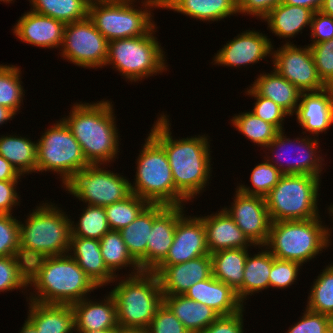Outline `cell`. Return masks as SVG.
<instances>
[{
  "label": "cell",
  "instance_id": "6da1fadb",
  "mask_svg": "<svg viewBox=\"0 0 333 333\" xmlns=\"http://www.w3.org/2000/svg\"><path fill=\"white\" fill-rule=\"evenodd\" d=\"M157 116L148 133L167 154L176 190L189 203L193 202L211 184L212 140L206 133L178 139L172 134L169 115L162 112Z\"/></svg>",
  "mask_w": 333,
  "mask_h": 333
},
{
  "label": "cell",
  "instance_id": "7a4b0ae2",
  "mask_svg": "<svg viewBox=\"0 0 333 333\" xmlns=\"http://www.w3.org/2000/svg\"><path fill=\"white\" fill-rule=\"evenodd\" d=\"M113 101L75 102L62 117L80 144L89 165H110L118 159L121 136Z\"/></svg>",
  "mask_w": 333,
  "mask_h": 333
},
{
  "label": "cell",
  "instance_id": "3957f363",
  "mask_svg": "<svg viewBox=\"0 0 333 333\" xmlns=\"http://www.w3.org/2000/svg\"><path fill=\"white\" fill-rule=\"evenodd\" d=\"M28 287L26 301L59 305L77 303L98 289L69 254L44 257L29 264Z\"/></svg>",
  "mask_w": 333,
  "mask_h": 333
},
{
  "label": "cell",
  "instance_id": "277c9868",
  "mask_svg": "<svg viewBox=\"0 0 333 333\" xmlns=\"http://www.w3.org/2000/svg\"><path fill=\"white\" fill-rule=\"evenodd\" d=\"M19 219L20 256L29 265L50 256L68 254L71 216L59 205L46 200Z\"/></svg>",
  "mask_w": 333,
  "mask_h": 333
},
{
  "label": "cell",
  "instance_id": "5b68a950",
  "mask_svg": "<svg viewBox=\"0 0 333 333\" xmlns=\"http://www.w3.org/2000/svg\"><path fill=\"white\" fill-rule=\"evenodd\" d=\"M112 284H117L109 292L116 302L119 327L146 330L164 303L158 275L141 271L135 275L118 276Z\"/></svg>",
  "mask_w": 333,
  "mask_h": 333
},
{
  "label": "cell",
  "instance_id": "8992f818",
  "mask_svg": "<svg viewBox=\"0 0 333 333\" xmlns=\"http://www.w3.org/2000/svg\"><path fill=\"white\" fill-rule=\"evenodd\" d=\"M136 157L133 194L149 204L186 206L188 201L176 190L169 160L164 148L150 135H146ZM185 203V204H184Z\"/></svg>",
  "mask_w": 333,
  "mask_h": 333
},
{
  "label": "cell",
  "instance_id": "52a82bcc",
  "mask_svg": "<svg viewBox=\"0 0 333 333\" xmlns=\"http://www.w3.org/2000/svg\"><path fill=\"white\" fill-rule=\"evenodd\" d=\"M157 29L156 24L146 35L110 41L104 67L111 66L131 84L166 73L167 54L156 37Z\"/></svg>",
  "mask_w": 333,
  "mask_h": 333
},
{
  "label": "cell",
  "instance_id": "ba28073f",
  "mask_svg": "<svg viewBox=\"0 0 333 333\" xmlns=\"http://www.w3.org/2000/svg\"><path fill=\"white\" fill-rule=\"evenodd\" d=\"M328 227L321 216L272 222L264 247L276 259L307 264L329 247Z\"/></svg>",
  "mask_w": 333,
  "mask_h": 333
},
{
  "label": "cell",
  "instance_id": "9c48e42d",
  "mask_svg": "<svg viewBox=\"0 0 333 333\" xmlns=\"http://www.w3.org/2000/svg\"><path fill=\"white\" fill-rule=\"evenodd\" d=\"M309 174H283L265 196L272 222L318 218L321 180Z\"/></svg>",
  "mask_w": 333,
  "mask_h": 333
},
{
  "label": "cell",
  "instance_id": "30bf717a",
  "mask_svg": "<svg viewBox=\"0 0 333 333\" xmlns=\"http://www.w3.org/2000/svg\"><path fill=\"white\" fill-rule=\"evenodd\" d=\"M105 166L112 167V164L88 165L75 171L61 188L84 205L105 207L126 199L132 194L129 178Z\"/></svg>",
  "mask_w": 333,
  "mask_h": 333
},
{
  "label": "cell",
  "instance_id": "8fae6325",
  "mask_svg": "<svg viewBox=\"0 0 333 333\" xmlns=\"http://www.w3.org/2000/svg\"><path fill=\"white\" fill-rule=\"evenodd\" d=\"M154 9L156 8L152 4L143 0H130L120 4H93L88 6V18L110 42L146 35L157 24L152 12Z\"/></svg>",
  "mask_w": 333,
  "mask_h": 333
},
{
  "label": "cell",
  "instance_id": "7c38bea8",
  "mask_svg": "<svg viewBox=\"0 0 333 333\" xmlns=\"http://www.w3.org/2000/svg\"><path fill=\"white\" fill-rule=\"evenodd\" d=\"M88 165L80 144L62 118L42 131L37 140V174L55 173L62 184Z\"/></svg>",
  "mask_w": 333,
  "mask_h": 333
},
{
  "label": "cell",
  "instance_id": "4fadbf2b",
  "mask_svg": "<svg viewBox=\"0 0 333 333\" xmlns=\"http://www.w3.org/2000/svg\"><path fill=\"white\" fill-rule=\"evenodd\" d=\"M284 133L285 130L280 131L274 140L264 148L268 152L263 150L266 154L262 157L273 164L282 174H309L321 178L324 166L327 165L325 158L322 157L319 139L300 134L291 139L287 133ZM283 162L285 163L283 164Z\"/></svg>",
  "mask_w": 333,
  "mask_h": 333
},
{
  "label": "cell",
  "instance_id": "5bb4252c",
  "mask_svg": "<svg viewBox=\"0 0 333 333\" xmlns=\"http://www.w3.org/2000/svg\"><path fill=\"white\" fill-rule=\"evenodd\" d=\"M109 41L87 17L65 24L61 59L86 69L104 68L108 57Z\"/></svg>",
  "mask_w": 333,
  "mask_h": 333
},
{
  "label": "cell",
  "instance_id": "9a60e30c",
  "mask_svg": "<svg viewBox=\"0 0 333 333\" xmlns=\"http://www.w3.org/2000/svg\"><path fill=\"white\" fill-rule=\"evenodd\" d=\"M277 49V50H276ZM272 48L273 69L295 85L301 92H316L327 86L319 78L311 48L295 44H281Z\"/></svg>",
  "mask_w": 333,
  "mask_h": 333
},
{
  "label": "cell",
  "instance_id": "2e32d148",
  "mask_svg": "<svg viewBox=\"0 0 333 333\" xmlns=\"http://www.w3.org/2000/svg\"><path fill=\"white\" fill-rule=\"evenodd\" d=\"M257 30H245L237 34L231 40L214 53L212 64L216 66H227L242 68L254 65L270 57L272 59V48L275 46L267 34ZM252 64V65H251Z\"/></svg>",
  "mask_w": 333,
  "mask_h": 333
},
{
  "label": "cell",
  "instance_id": "e0dca14e",
  "mask_svg": "<svg viewBox=\"0 0 333 333\" xmlns=\"http://www.w3.org/2000/svg\"><path fill=\"white\" fill-rule=\"evenodd\" d=\"M233 196V202L223 206L224 210L255 246H264L272 223L265 197L246 195L236 188Z\"/></svg>",
  "mask_w": 333,
  "mask_h": 333
},
{
  "label": "cell",
  "instance_id": "ac0fdd59",
  "mask_svg": "<svg viewBox=\"0 0 333 333\" xmlns=\"http://www.w3.org/2000/svg\"><path fill=\"white\" fill-rule=\"evenodd\" d=\"M210 255L206 244V231L200 215H186L178 219L173 243L168 255L158 266H169Z\"/></svg>",
  "mask_w": 333,
  "mask_h": 333
},
{
  "label": "cell",
  "instance_id": "d6986e66",
  "mask_svg": "<svg viewBox=\"0 0 333 333\" xmlns=\"http://www.w3.org/2000/svg\"><path fill=\"white\" fill-rule=\"evenodd\" d=\"M303 135L319 139V135L333 127V90L326 87L316 92H301L295 113ZM308 132V133H307Z\"/></svg>",
  "mask_w": 333,
  "mask_h": 333
},
{
  "label": "cell",
  "instance_id": "ffe728a7",
  "mask_svg": "<svg viewBox=\"0 0 333 333\" xmlns=\"http://www.w3.org/2000/svg\"><path fill=\"white\" fill-rule=\"evenodd\" d=\"M12 27L13 35L22 43L40 48L60 50L65 24L31 9L24 12Z\"/></svg>",
  "mask_w": 333,
  "mask_h": 333
},
{
  "label": "cell",
  "instance_id": "44dd1931",
  "mask_svg": "<svg viewBox=\"0 0 333 333\" xmlns=\"http://www.w3.org/2000/svg\"><path fill=\"white\" fill-rule=\"evenodd\" d=\"M153 273L158 275L164 295H183L192 285L212 276L210 255L169 266H157Z\"/></svg>",
  "mask_w": 333,
  "mask_h": 333
},
{
  "label": "cell",
  "instance_id": "7402d4cb",
  "mask_svg": "<svg viewBox=\"0 0 333 333\" xmlns=\"http://www.w3.org/2000/svg\"><path fill=\"white\" fill-rule=\"evenodd\" d=\"M98 301L89 296L72 304L75 332L117 329V306L113 295L106 292Z\"/></svg>",
  "mask_w": 333,
  "mask_h": 333
},
{
  "label": "cell",
  "instance_id": "603a6c76",
  "mask_svg": "<svg viewBox=\"0 0 333 333\" xmlns=\"http://www.w3.org/2000/svg\"><path fill=\"white\" fill-rule=\"evenodd\" d=\"M214 213L200 216L205 227L206 244L210 254L223 249L253 247L255 249L257 247L247 238L224 208Z\"/></svg>",
  "mask_w": 333,
  "mask_h": 333
},
{
  "label": "cell",
  "instance_id": "cb8c5ba5",
  "mask_svg": "<svg viewBox=\"0 0 333 333\" xmlns=\"http://www.w3.org/2000/svg\"><path fill=\"white\" fill-rule=\"evenodd\" d=\"M183 295L209 306L219 316L232 315L246 308L239 300L236 291L213 275L195 283Z\"/></svg>",
  "mask_w": 333,
  "mask_h": 333
},
{
  "label": "cell",
  "instance_id": "d4e9b609",
  "mask_svg": "<svg viewBox=\"0 0 333 333\" xmlns=\"http://www.w3.org/2000/svg\"><path fill=\"white\" fill-rule=\"evenodd\" d=\"M186 206H168L154 221L147 243V271H153L168 255L178 219Z\"/></svg>",
  "mask_w": 333,
  "mask_h": 333
},
{
  "label": "cell",
  "instance_id": "484cf974",
  "mask_svg": "<svg viewBox=\"0 0 333 333\" xmlns=\"http://www.w3.org/2000/svg\"><path fill=\"white\" fill-rule=\"evenodd\" d=\"M68 254L99 289L109 286L116 278L104 263L99 240L71 237Z\"/></svg>",
  "mask_w": 333,
  "mask_h": 333
},
{
  "label": "cell",
  "instance_id": "4316f807",
  "mask_svg": "<svg viewBox=\"0 0 333 333\" xmlns=\"http://www.w3.org/2000/svg\"><path fill=\"white\" fill-rule=\"evenodd\" d=\"M313 14L314 11L309 8L280 3L269 12L262 22L264 21L268 25L267 29L269 28L270 33L272 32L280 39H285L282 41L283 44H294L290 40L299 33L302 34L303 29H310Z\"/></svg>",
  "mask_w": 333,
  "mask_h": 333
},
{
  "label": "cell",
  "instance_id": "83f0119b",
  "mask_svg": "<svg viewBox=\"0 0 333 333\" xmlns=\"http://www.w3.org/2000/svg\"><path fill=\"white\" fill-rule=\"evenodd\" d=\"M167 207L161 204H149L130 225L120 230L129 253L139 263L141 271H147V243L153 221Z\"/></svg>",
  "mask_w": 333,
  "mask_h": 333
},
{
  "label": "cell",
  "instance_id": "f1b7e54d",
  "mask_svg": "<svg viewBox=\"0 0 333 333\" xmlns=\"http://www.w3.org/2000/svg\"><path fill=\"white\" fill-rule=\"evenodd\" d=\"M27 319L40 333H75L71 305L43 304L27 300Z\"/></svg>",
  "mask_w": 333,
  "mask_h": 333
},
{
  "label": "cell",
  "instance_id": "f546056e",
  "mask_svg": "<svg viewBox=\"0 0 333 333\" xmlns=\"http://www.w3.org/2000/svg\"><path fill=\"white\" fill-rule=\"evenodd\" d=\"M255 249L260 251L248 254L244 266L243 282L236 290L237 296L244 306L250 296L270 288L269 274L273 264V255L264 246H258Z\"/></svg>",
  "mask_w": 333,
  "mask_h": 333
},
{
  "label": "cell",
  "instance_id": "4dcf8cb0",
  "mask_svg": "<svg viewBox=\"0 0 333 333\" xmlns=\"http://www.w3.org/2000/svg\"><path fill=\"white\" fill-rule=\"evenodd\" d=\"M258 95L273 100L290 116H293L299 104L301 91L276 70L257 75L250 86Z\"/></svg>",
  "mask_w": 333,
  "mask_h": 333
},
{
  "label": "cell",
  "instance_id": "1f68e13d",
  "mask_svg": "<svg viewBox=\"0 0 333 333\" xmlns=\"http://www.w3.org/2000/svg\"><path fill=\"white\" fill-rule=\"evenodd\" d=\"M166 10L210 24L239 15L238 0H174Z\"/></svg>",
  "mask_w": 333,
  "mask_h": 333
},
{
  "label": "cell",
  "instance_id": "d6a6232c",
  "mask_svg": "<svg viewBox=\"0 0 333 333\" xmlns=\"http://www.w3.org/2000/svg\"><path fill=\"white\" fill-rule=\"evenodd\" d=\"M0 155L21 175L37 173V141L27 135H0Z\"/></svg>",
  "mask_w": 333,
  "mask_h": 333
},
{
  "label": "cell",
  "instance_id": "836d02e7",
  "mask_svg": "<svg viewBox=\"0 0 333 333\" xmlns=\"http://www.w3.org/2000/svg\"><path fill=\"white\" fill-rule=\"evenodd\" d=\"M164 304L190 333L204 331L219 315L209 306L185 295H164Z\"/></svg>",
  "mask_w": 333,
  "mask_h": 333
},
{
  "label": "cell",
  "instance_id": "e575fe53",
  "mask_svg": "<svg viewBox=\"0 0 333 333\" xmlns=\"http://www.w3.org/2000/svg\"><path fill=\"white\" fill-rule=\"evenodd\" d=\"M251 249H223L210 254L212 275L236 291L242 285L245 261Z\"/></svg>",
  "mask_w": 333,
  "mask_h": 333
},
{
  "label": "cell",
  "instance_id": "d590c367",
  "mask_svg": "<svg viewBox=\"0 0 333 333\" xmlns=\"http://www.w3.org/2000/svg\"><path fill=\"white\" fill-rule=\"evenodd\" d=\"M99 241L104 263L115 277L121 276V274L130 276L141 272L139 263L129 253L120 231L110 230ZM127 267L130 271L127 272L128 274H118L122 269L127 270Z\"/></svg>",
  "mask_w": 333,
  "mask_h": 333
},
{
  "label": "cell",
  "instance_id": "8d00e7d4",
  "mask_svg": "<svg viewBox=\"0 0 333 333\" xmlns=\"http://www.w3.org/2000/svg\"><path fill=\"white\" fill-rule=\"evenodd\" d=\"M30 9L38 14L52 17L64 24L88 17L87 0H28Z\"/></svg>",
  "mask_w": 333,
  "mask_h": 333
},
{
  "label": "cell",
  "instance_id": "74e56055",
  "mask_svg": "<svg viewBox=\"0 0 333 333\" xmlns=\"http://www.w3.org/2000/svg\"><path fill=\"white\" fill-rule=\"evenodd\" d=\"M234 130H238L247 140L254 145L261 147L262 150L270 144L280 132L274 125L267 123L260 117H257L251 111H241L230 118Z\"/></svg>",
  "mask_w": 333,
  "mask_h": 333
},
{
  "label": "cell",
  "instance_id": "f35d334b",
  "mask_svg": "<svg viewBox=\"0 0 333 333\" xmlns=\"http://www.w3.org/2000/svg\"><path fill=\"white\" fill-rule=\"evenodd\" d=\"M21 66L0 64V105L12 110L16 115L25 100Z\"/></svg>",
  "mask_w": 333,
  "mask_h": 333
},
{
  "label": "cell",
  "instance_id": "ab89813d",
  "mask_svg": "<svg viewBox=\"0 0 333 333\" xmlns=\"http://www.w3.org/2000/svg\"><path fill=\"white\" fill-rule=\"evenodd\" d=\"M330 262L311 284L306 308L333 319V262Z\"/></svg>",
  "mask_w": 333,
  "mask_h": 333
},
{
  "label": "cell",
  "instance_id": "60d3db41",
  "mask_svg": "<svg viewBox=\"0 0 333 333\" xmlns=\"http://www.w3.org/2000/svg\"><path fill=\"white\" fill-rule=\"evenodd\" d=\"M78 221L71 220V237H81L100 240L111 229L109 227L104 207L83 205ZM75 221V222H74Z\"/></svg>",
  "mask_w": 333,
  "mask_h": 333
},
{
  "label": "cell",
  "instance_id": "b9f144b4",
  "mask_svg": "<svg viewBox=\"0 0 333 333\" xmlns=\"http://www.w3.org/2000/svg\"><path fill=\"white\" fill-rule=\"evenodd\" d=\"M258 163L250 173L249 182L251 186L245 183H238L236 189L246 195L265 197L279 182L283 174L265 158Z\"/></svg>",
  "mask_w": 333,
  "mask_h": 333
},
{
  "label": "cell",
  "instance_id": "7bdbcfd3",
  "mask_svg": "<svg viewBox=\"0 0 333 333\" xmlns=\"http://www.w3.org/2000/svg\"><path fill=\"white\" fill-rule=\"evenodd\" d=\"M149 203L135 194L104 207L111 230L120 231L130 225Z\"/></svg>",
  "mask_w": 333,
  "mask_h": 333
},
{
  "label": "cell",
  "instance_id": "ee69618b",
  "mask_svg": "<svg viewBox=\"0 0 333 333\" xmlns=\"http://www.w3.org/2000/svg\"><path fill=\"white\" fill-rule=\"evenodd\" d=\"M29 265L21 256L0 257V293L22 290L27 293Z\"/></svg>",
  "mask_w": 333,
  "mask_h": 333
},
{
  "label": "cell",
  "instance_id": "f6af8a7d",
  "mask_svg": "<svg viewBox=\"0 0 333 333\" xmlns=\"http://www.w3.org/2000/svg\"><path fill=\"white\" fill-rule=\"evenodd\" d=\"M248 97L254 98L253 112L257 117L274 125L279 131H284V122L290 116L282 107L277 105L273 100L258 95L250 86L245 90Z\"/></svg>",
  "mask_w": 333,
  "mask_h": 333
},
{
  "label": "cell",
  "instance_id": "bcb514c9",
  "mask_svg": "<svg viewBox=\"0 0 333 333\" xmlns=\"http://www.w3.org/2000/svg\"><path fill=\"white\" fill-rule=\"evenodd\" d=\"M20 256L19 220L13 214H0V257Z\"/></svg>",
  "mask_w": 333,
  "mask_h": 333
},
{
  "label": "cell",
  "instance_id": "7dc6e473",
  "mask_svg": "<svg viewBox=\"0 0 333 333\" xmlns=\"http://www.w3.org/2000/svg\"><path fill=\"white\" fill-rule=\"evenodd\" d=\"M302 264L295 261L280 260L273 256V264L269 274L270 288L287 289L297 284Z\"/></svg>",
  "mask_w": 333,
  "mask_h": 333
},
{
  "label": "cell",
  "instance_id": "c3c4849f",
  "mask_svg": "<svg viewBox=\"0 0 333 333\" xmlns=\"http://www.w3.org/2000/svg\"><path fill=\"white\" fill-rule=\"evenodd\" d=\"M319 78L330 87L333 84V39L317 44H308Z\"/></svg>",
  "mask_w": 333,
  "mask_h": 333
},
{
  "label": "cell",
  "instance_id": "681fc988",
  "mask_svg": "<svg viewBox=\"0 0 333 333\" xmlns=\"http://www.w3.org/2000/svg\"><path fill=\"white\" fill-rule=\"evenodd\" d=\"M303 311L297 323L292 324L286 333H331V317L309 311L307 308Z\"/></svg>",
  "mask_w": 333,
  "mask_h": 333
},
{
  "label": "cell",
  "instance_id": "f907efd6",
  "mask_svg": "<svg viewBox=\"0 0 333 333\" xmlns=\"http://www.w3.org/2000/svg\"><path fill=\"white\" fill-rule=\"evenodd\" d=\"M147 333H190L163 303L146 329Z\"/></svg>",
  "mask_w": 333,
  "mask_h": 333
},
{
  "label": "cell",
  "instance_id": "816d5d0a",
  "mask_svg": "<svg viewBox=\"0 0 333 333\" xmlns=\"http://www.w3.org/2000/svg\"><path fill=\"white\" fill-rule=\"evenodd\" d=\"M245 308L232 315L219 316L200 333H246L244 330Z\"/></svg>",
  "mask_w": 333,
  "mask_h": 333
},
{
  "label": "cell",
  "instance_id": "f5cc1de1",
  "mask_svg": "<svg viewBox=\"0 0 333 333\" xmlns=\"http://www.w3.org/2000/svg\"><path fill=\"white\" fill-rule=\"evenodd\" d=\"M310 44L322 43L333 39V17L316 11L310 27Z\"/></svg>",
  "mask_w": 333,
  "mask_h": 333
},
{
  "label": "cell",
  "instance_id": "db71d44e",
  "mask_svg": "<svg viewBox=\"0 0 333 333\" xmlns=\"http://www.w3.org/2000/svg\"><path fill=\"white\" fill-rule=\"evenodd\" d=\"M19 181L21 182V180L0 181V214H14L13 209L20 206L21 195L17 191Z\"/></svg>",
  "mask_w": 333,
  "mask_h": 333
},
{
  "label": "cell",
  "instance_id": "11a10c76",
  "mask_svg": "<svg viewBox=\"0 0 333 333\" xmlns=\"http://www.w3.org/2000/svg\"><path fill=\"white\" fill-rule=\"evenodd\" d=\"M282 0H238L239 15L263 20Z\"/></svg>",
  "mask_w": 333,
  "mask_h": 333
},
{
  "label": "cell",
  "instance_id": "9f6ffc18",
  "mask_svg": "<svg viewBox=\"0 0 333 333\" xmlns=\"http://www.w3.org/2000/svg\"><path fill=\"white\" fill-rule=\"evenodd\" d=\"M21 176L15 168L0 155V181L4 180H21Z\"/></svg>",
  "mask_w": 333,
  "mask_h": 333
},
{
  "label": "cell",
  "instance_id": "6f0895ef",
  "mask_svg": "<svg viewBox=\"0 0 333 333\" xmlns=\"http://www.w3.org/2000/svg\"><path fill=\"white\" fill-rule=\"evenodd\" d=\"M323 1L324 0H282L281 3L309 8L316 12L320 10Z\"/></svg>",
  "mask_w": 333,
  "mask_h": 333
},
{
  "label": "cell",
  "instance_id": "680465c9",
  "mask_svg": "<svg viewBox=\"0 0 333 333\" xmlns=\"http://www.w3.org/2000/svg\"><path fill=\"white\" fill-rule=\"evenodd\" d=\"M15 116L16 114L12 110L0 105V126H3V124H7L8 122L11 123L10 121H12Z\"/></svg>",
  "mask_w": 333,
  "mask_h": 333
},
{
  "label": "cell",
  "instance_id": "91938a15",
  "mask_svg": "<svg viewBox=\"0 0 333 333\" xmlns=\"http://www.w3.org/2000/svg\"><path fill=\"white\" fill-rule=\"evenodd\" d=\"M143 1L152 4L157 10L158 8L160 10H163L167 9L174 0H143Z\"/></svg>",
  "mask_w": 333,
  "mask_h": 333
},
{
  "label": "cell",
  "instance_id": "94428289",
  "mask_svg": "<svg viewBox=\"0 0 333 333\" xmlns=\"http://www.w3.org/2000/svg\"><path fill=\"white\" fill-rule=\"evenodd\" d=\"M25 319L26 320H24L25 322L19 330V333H40V331H37L35 326L27 318Z\"/></svg>",
  "mask_w": 333,
  "mask_h": 333
},
{
  "label": "cell",
  "instance_id": "6125c7cd",
  "mask_svg": "<svg viewBox=\"0 0 333 333\" xmlns=\"http://www.w3.org/2000/svg\"><path fill=\"white\" fill-rule=\"evenodd\" d=\"M319 11L333 17V0H324Z\"/></svg>",
  "mask_w": 333,
  "mask_h": 333
},
{
  "label": "cell",
  "instance_id": "be15d7a7",
  "mask_svg": "<svg viewBox=\"0 0 333 333\" xmlns=\"http://www.w3.org/2000/svg\"><path fill=\"white\" fill-rule=\"evenodd\" d=\"M328 208H325V209H327V212H328V216H329V218L331 217V221L333 220V203H331L330 205H328L327 206ZM331 223H333V221L331 222ZM331 229V230H330ZM332 229H333V227L331 228V227H328V244H329V246H331L332 245V240H331V238H332V233H333V231H332ZM330 236H331V238H330Z\"/></svg>",
  "mask_w": 333,
  "mask_h": 333
},
{
  "label": "cell",
  "instance_id": "e7e4bbea",
  "mask_svg": "<svg viewBox=\"0 0 333 333\" xmlns=\"http://www.w3.org/2000/svg\"><path fill=\"white\" fill-rule=\"evenodd\" d=\"M89 5L93 4H120L130 0H87Z\"/></svg>",
  "mask_w": 333,
  "mask_h": 333
},
{
  "label": "cell",
  "instance_id": "03108f58",
  "mask_svg": "<svg viewBox=\"0 0 333 333\" xmlns=\"http://www.w3.org/2000/svg\"><path fill=\"white\" fill-rule=\"evenodd\" d=\"M116 333H147L146 330L143 329H133V328H121L118 327L116 329Z\"/></svg>",
  "mask_w": 333,
  "mask_h": 333
},
{
  "label": "cell",
  "instance_id": "003e7915",
  "mask_svg": "<svg viewBox=\"0 0 333 333\" xmlns=\"http://www.w3.org/2000/svg\"><path fill=\"white\" fill-rule=\"evenodd\" d=\"M75 333H116V329L93 330V331L75 332Z\"/></svg>",
  "mask_w": 333,
  "mask_h": 333
},
{
  "label": "cell",
  "instance_id": "a7ac6f4b",
  "mask_svg": "<svg viewBox=\"0 0 333 333\" xmlns=\"http://www.w3.org/2000/svg\"><path fill=\"white\" fill-rule=\"evenodd\" d=\"M15 0H0V2L5 3V4H9V3H14Z\"/></svg>",
  "mask_w": 333,
  "mask_h": 333
},
{
  "label": "cell",
  "instance_id": "89a4df30",
  "mask_svg": "<svg viewBox=\"0 0 333 333\" xmlns=\"http://www.w3.org/2000/svg\"><path fill=\"white\" fill-rule=\"evenodd\" d=\"M331 333H333V320H332V323H331Z\"/></svg>",
  "mask_w": 333,
  "mask_h": 333
}]
</instances>
